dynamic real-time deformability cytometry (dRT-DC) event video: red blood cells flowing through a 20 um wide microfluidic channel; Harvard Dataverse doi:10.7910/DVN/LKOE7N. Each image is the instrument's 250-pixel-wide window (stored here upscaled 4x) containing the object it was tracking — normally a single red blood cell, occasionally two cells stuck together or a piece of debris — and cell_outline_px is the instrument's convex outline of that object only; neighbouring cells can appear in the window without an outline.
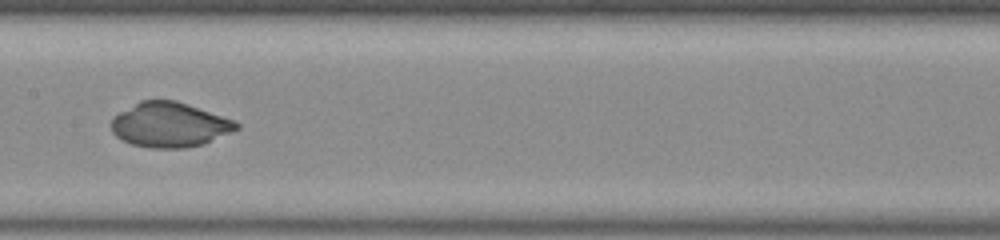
{"species": "common noctule bat (a hibernating species)", "species_latin": "Nyctalus noctula", "temperature_condition": "room temperature", "stored_images_in_passage": 38, "camera_frame_rate_fps": 3000, "um_per_image_px": 0.085, "animal": {"sex": "male", "body_mass_g": 20.0, "forearm_length_mm": 53.3}, "frame": {"image": 1, "passage_image": 13, "time_ms": 4.0, "image_size_px": [1000, 240], "cell_outline_px": [[240, 128], [204, 144], [184, 148], [152, 148], [132, 144], [116, 136], [112, 132], [112, 116], [140, 100], [176, 100], [232, 120], [240, 124]], "centroid_in_image_um": [14.39, 10.61], "position_along_channel_um": 193.0, "area_um2": 32.43}}
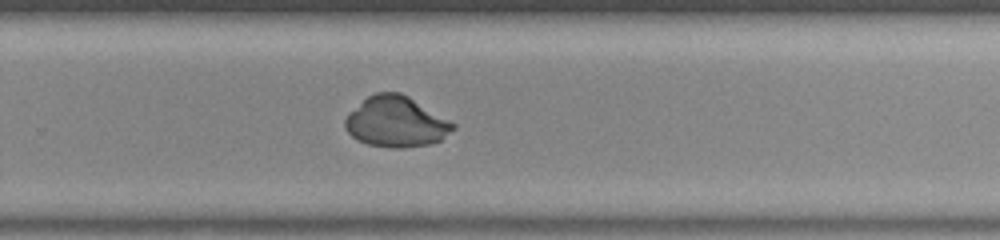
{"frame": {"image": 2, "passage_image": 21, "time_ms": 6.667, "image_size_px": [1000, 240], "cell_outline_px": [[456, 128], [440, 140], [428, 144], [404, 148], [388, 148], [368, 144], [356, 140], [344, 128], [344, 120], [348, 112], [368, 96], [376, 92], [400, 92], [408, 96], [456, 124]], "centroid_in_image_um": [33.64, 10.36], "position_along_channel_um": 296.2, "area_um2": 31.91}}
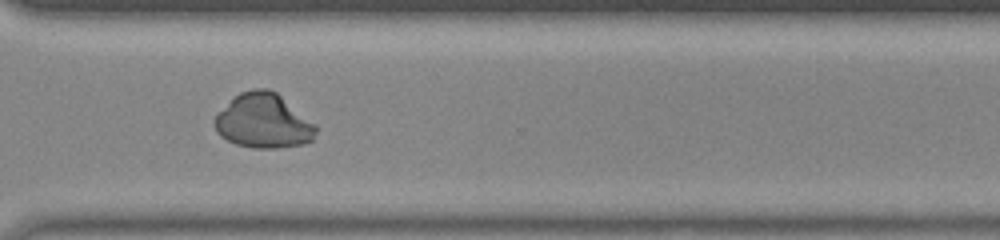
{"frame": {"image": 3, "passage_image": 25, "time_ms": 8.0, "image_size_px": [1000, 240], "cell_outline_px": [[316, 132], [312, 140], [304, 144], [276, 148], [252, 148], [236, 144], [220, 136], [216, 132], [212, 120], [240, 92], [256, 88], [268, 88], [276, 92], [316, 124]], "centroid_in_image_um": [22.4, 10.3], "position_along_channel_um": 348.2, "area_um2": 32.02}}